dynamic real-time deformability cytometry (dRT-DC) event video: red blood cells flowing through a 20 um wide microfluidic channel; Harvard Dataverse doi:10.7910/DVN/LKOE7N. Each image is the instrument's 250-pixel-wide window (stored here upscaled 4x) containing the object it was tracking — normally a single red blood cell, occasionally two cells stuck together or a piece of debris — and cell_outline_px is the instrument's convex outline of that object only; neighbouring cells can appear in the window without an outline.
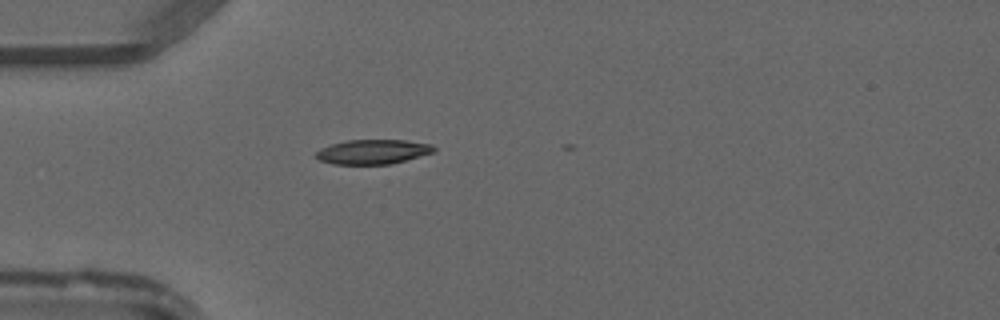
{"species": "common noctule bat (a hibernating species)", "species_latin": "Nyctalus noctula", "temperature_condition": "warm", "stored_images_in_passage": 5, "camera_frame_rate_fps": 3000, "um_per_image_px": 0.085, "animal": {"sex": "male", "forearm_length_mm": 52.5}, "frame": {"image": 1, "passage_image": 1, "time_ms": 0.0, "image_size_px": [1000, 320], "cell_outline_px": [[436, 152], [392, 164], [332, 164], [320, 160], [316, 156], [316, 152], [320, 148], [332, 144], [348, 140], [404, 140], [432, 144], [436, 148]], "centroid_in_image_um": [31.74, 12.9], "position_along_channel_um": 53.3, "area_um2": 16.94}}
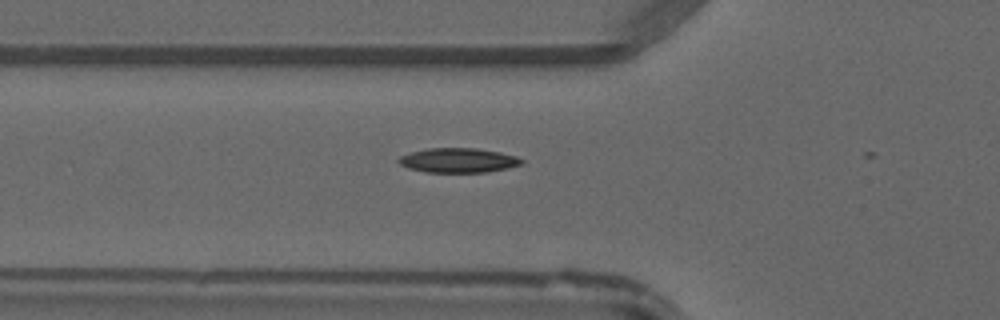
{"frame": {"image": 2, "passage_image": 4, "time_ms": 1.0, "image_size_px": [1000, 320], "cell_outline_px": [[524, 164], [508, 168], [488, 172], [424, 172], [408, 168], [400, 164], [396, 160], [400, 156], [412, 152], [428, 148], [476, 148], [500, 152], [516, 156], [524, 160]], "centroid_in_image_um": [38.97, 13.63], "position_along_channel_um": 86.8, "area_um2": 17.69}}